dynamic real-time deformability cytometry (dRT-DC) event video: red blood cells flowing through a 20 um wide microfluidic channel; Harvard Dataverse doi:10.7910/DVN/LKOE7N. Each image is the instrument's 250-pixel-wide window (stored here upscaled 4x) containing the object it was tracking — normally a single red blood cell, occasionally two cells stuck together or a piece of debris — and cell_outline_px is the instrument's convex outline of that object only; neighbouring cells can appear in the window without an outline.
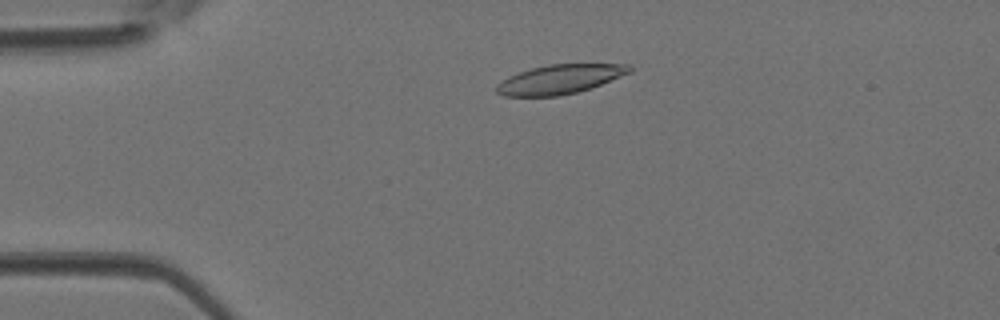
{"species": "Egyptian fruit bat (a non-hibernating species)", "species_latin": "Rousettus aegyptiacus", "temperature_condition": "room temperature", "stored_images_in_passage": 38, "camera_frame_rate_fps": 3000, "um_per_image_px": 0.085, "animal": {"sex": "female"}, "frame": {"image": 1, "passage_image": 6, "time_ms": 1.667, "image_size_px": [1000, 320], "cell_outline_px": [[632, 72], [592, 88], [560, 96], [504, 96], [496, 92], [496, 84], [508, 76], [532, 68], [548, 64], [632, 64]], "centroid_in_image_um": [47.61, 6.73], "position_along_channel_um": 37.4, "area_um2": 22.77}}
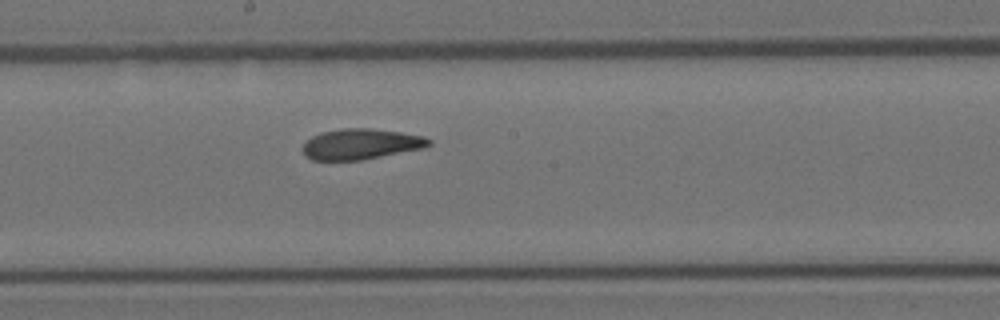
{"frame": {"image": 2, "passage_image": 20, "time_ms": 6.333, "image_size_px": [1000, 320], "cell_outline_px": [[432, 144], [424, 148], [360, 160], [312, 160], [304, 156], [304, 144], [312, 136], [320, 132], [340, 128], [372, 128], [400, 132], [424, 136], [432, 140]], "centroid_in_image_um": [30.69, 12.24], "position_along_channel_um": 217.5, "area_um2": 22.54}}
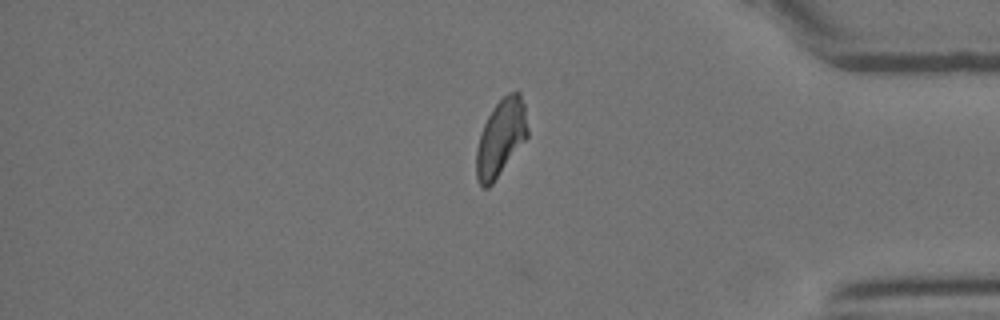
{"frame": {"image": 3, "passage_image": 33, "time_ms": 10.667, "image_size_px": [1000, 320], "cell_outline_px": [[528, 136], [492, 184], [488, 188], [484, 188], [480, 184], [476, 176], [476, 148], [484, 124], [492, 108], [508, 92], [520, 92], [524, 104], [528, 128]], "centroid_in_image_um": [42.57, 11.7], "position_along_channel_um": 392.6, "area_um2": 22.72}}